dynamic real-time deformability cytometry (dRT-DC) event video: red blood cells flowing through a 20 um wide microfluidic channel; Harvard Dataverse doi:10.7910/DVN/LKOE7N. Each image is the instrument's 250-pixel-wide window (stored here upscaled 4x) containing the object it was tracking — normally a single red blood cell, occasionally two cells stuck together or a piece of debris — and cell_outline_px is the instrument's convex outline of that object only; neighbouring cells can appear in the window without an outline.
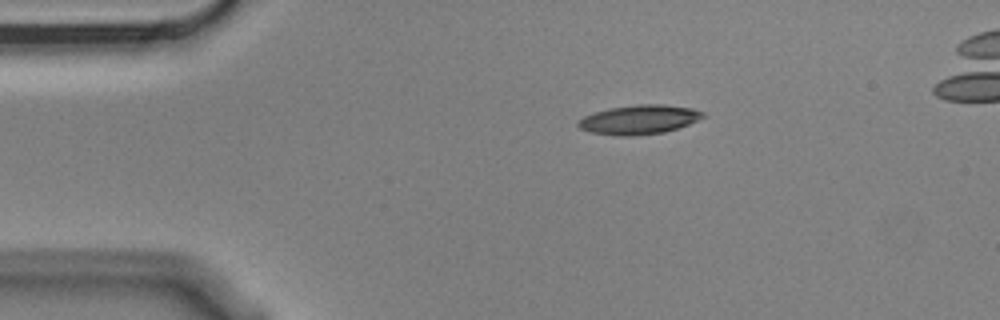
{"species": "Egyptian fruit bat (a non-hibernating species)", "species_latin": "Rousettus aegyptiacus", "temperature_condition": "cold", "stored_images_in_passage": 3, "camera_frame_rate_fps": 3000, "um_per_image_px": 0.085, "animal": {"sex": "male"}, "frame": {"image": 1, "passage_image": 1, "time_ms": 0.0, "image_size_px": [1000, 320], "cell_outline_px": [[708, 116], [688, 124], [664, 132], [632, 136], [620, 136], [592, 132], [580, 128], [576, 124], [584, 116], [596, 112], [612, 108], [640, 104], [664, 104], [692, 108], [704, 112]], "centroid_in_image_um": [54.38, 10.16], "position_along_channel_um": 30.6, "area_um2": 21.04}}